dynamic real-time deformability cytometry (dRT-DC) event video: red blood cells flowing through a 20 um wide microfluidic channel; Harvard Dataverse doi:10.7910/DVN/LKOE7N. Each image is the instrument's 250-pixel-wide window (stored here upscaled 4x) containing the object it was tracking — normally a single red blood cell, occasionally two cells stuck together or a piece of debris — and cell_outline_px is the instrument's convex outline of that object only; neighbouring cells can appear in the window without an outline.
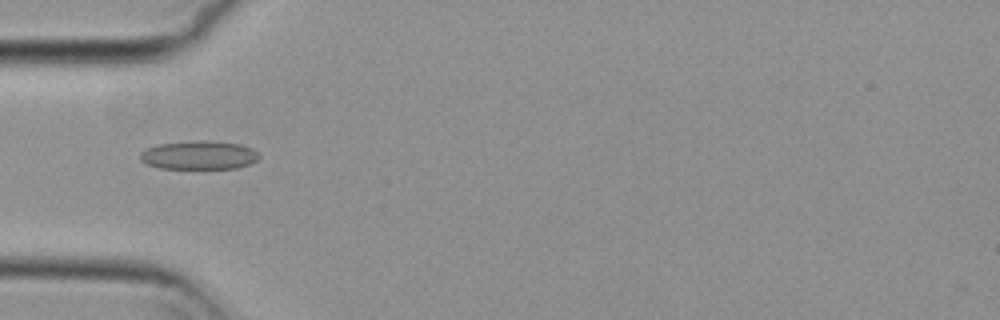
{"species": "common noctule bat (a hibernating species)", "species_latin": "Nyctalus noctula", "temperature_condition": "cold", "stored_images_in_passage": 40, "camera_frame_rate_fps": 3000, "um_per_image_px": 0.085, "animal": {"sex": "female", "body_mass_g": 29.2, "forearm_length_mm": 56.3}, "frame": {"image": 1, "passage_image": 4, "time_ms": 1.0, "image_size_px": [1000, 320], "cell_outline_px": [[260, 156], [256, 160], [248, 164], [236, 168], [160, 168], [148, 164], [140, 160], [140, 152], [144, 148], [156, 144], [192, 140], [208, 140], [240, 144], [252, 148], [260, 152]], "centroid_in_image_um": [16.89, 13.16], "position_along_channel_um": 68.1, "area_um2": 20.06}}
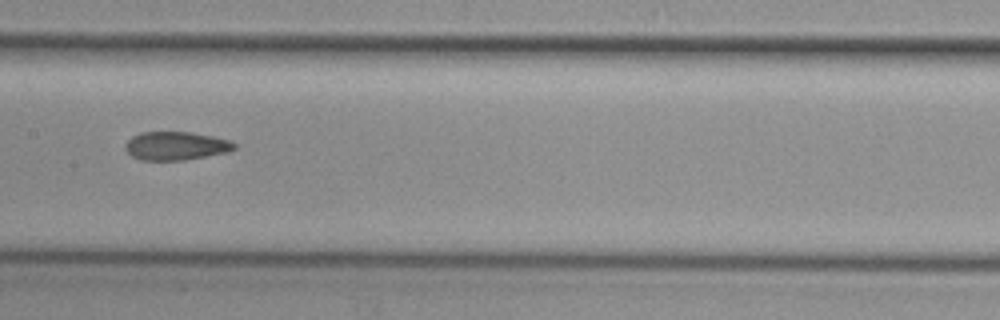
{"frame": {"image": 2, "passage_image": 14, "time_ms": 4.333, "image_size_px": [1000, 320], "cell_outline_px": [[236, 148], [228, 152], [184, 160], [140, 160], [132, 156], [124, 148], [128, 140], [132, 136], [140, 132], [192, 132], [232, 140], [236, 144]], "centroid_in_image_um": [14.97, 12.39], "position_along_channel_um": 192.4, "area_um2": 18.15}}
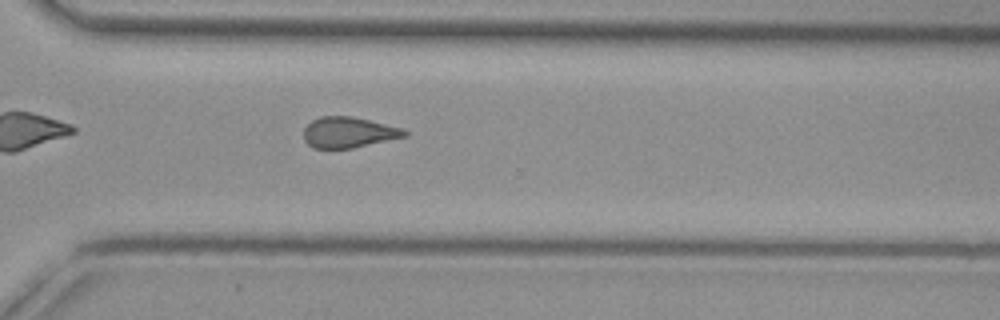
{"frame": {"image": 3, "passage_image": 26, "time_ms": 8.333, "image_size_px": [1000, 320], "cell_outline_px": [[408, 136], [352, 148], [312, 148], [304, 140], [304, 128], [312, 120], [320, 116], [352, 116], [404, 128], [408, 132]], "centroid_in_image_um": [29.64, 11.25], "position_along_channel_um": 341.0, "area_um2": 18.15}, "authors_computed_cell_mechanics": {"area_um2": 18.5538, "velocity_mm_per_s": 3.7212, "shape_relaxation_time_tau1_ms": null, "shape_relaxation_time_tau2_ms": 4.9541, "deformation_change_tau1": null, "deformation_change_tau2": 0.1188}}